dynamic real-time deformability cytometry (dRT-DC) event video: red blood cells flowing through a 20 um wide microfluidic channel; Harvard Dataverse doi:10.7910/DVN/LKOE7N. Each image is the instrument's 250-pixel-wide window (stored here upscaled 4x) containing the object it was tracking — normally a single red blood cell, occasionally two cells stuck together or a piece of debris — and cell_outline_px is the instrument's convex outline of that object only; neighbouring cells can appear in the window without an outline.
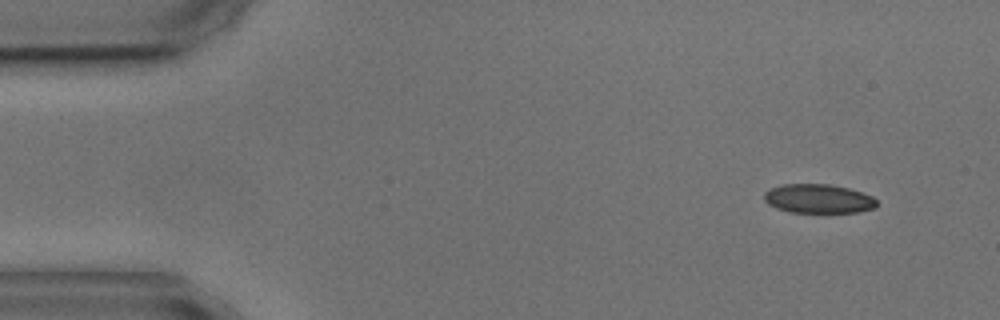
{"species": "common noctule bat (a hibernating species)", "species_latin": "Nyctalus noctula", "temperature_condition": "cold", "stored_images_in_passage": 4, "camera_frame_rate_fps": 3000, "um_per_image_px": 0.085, "animal": {"sex": "male", "body_mass_g": 17.9, "forearm_length_mm": 54.2}, "frame": {"image": 1, "passage_image": 1, "time_ms": 0.0, "image_size_px": [1000, 320], "cell_outline_px": [[876, 208], [856, 212], [788, 212], [776, 208], [768, 204], [764, 200], [764, 192], [772, 188], [784, 184], [828, 184], [848, 188], [872, 196], [876, 200]], "centroid_in_image_um": [69.54, 16.89], "position_along_channel_um": 15.5, "area_um2": 18.96}}
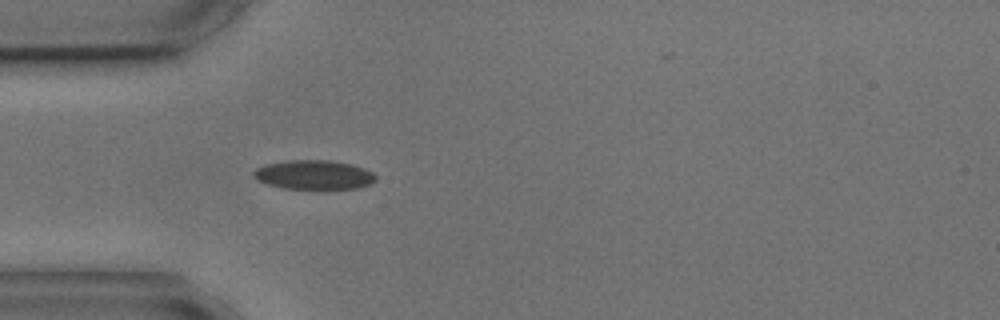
{"frame": {"image": 2, "passage_image": 4, "time_ms": 3.667, "image_size_px": [1000, 320], "cell_outline_px": [[376, 180], [368, 184], [356, 188], [320, 192], [284, 188], [268, 184], [256, 180], [252, 176], [252, 172], [256, 168], [264, 164], [284, 160], [328, 160], [352, 164], [364, 168], [372, 172], [376, 176]], "centroid_in_image_um": [26.65, 14.89], "position_along_channel_um": 58.3, "area_um2": 21.79}}